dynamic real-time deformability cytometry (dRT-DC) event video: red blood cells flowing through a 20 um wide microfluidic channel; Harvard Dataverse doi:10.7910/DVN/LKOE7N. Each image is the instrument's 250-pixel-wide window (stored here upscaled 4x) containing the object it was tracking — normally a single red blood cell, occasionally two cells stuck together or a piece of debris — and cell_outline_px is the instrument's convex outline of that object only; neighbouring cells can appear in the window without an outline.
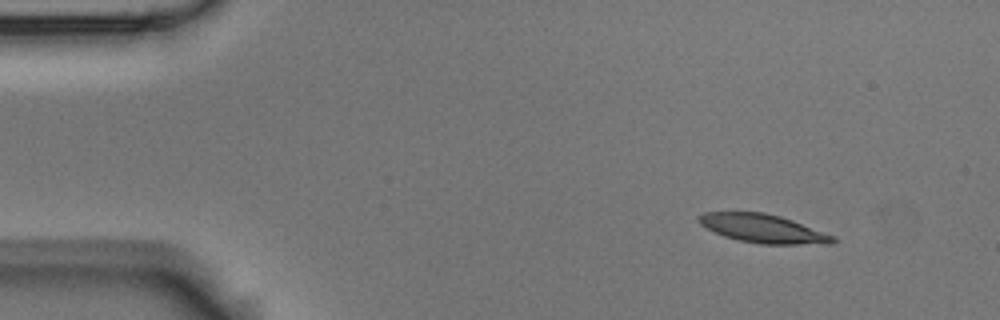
{"species": "Egyptian fruit bat (a non-hibernating species)", "species_latin": "Rousettus aegyptiacus", "temperature_condition": "room temperature", "stored_images_in_passage": 6, "camera_frame_rate_fps": 3000, "um_per_image_px": 0.085, "animal": {"sex": "male"}, "frame": {"image": 1, "passage_image": 1, "time_ms": 0.0, "image_size_px": [1000, 320], "cell_outline_px": [[836, 240], [832, 244], [760, 244], [740, 240], [724, 236], [700, 224], [696, 220], [696, 216], [704, 212], [764, 212], [780, 216], [792, 220], [836, 236]], "centroid_in_image_um": [64.87, 19.42], "position_along_channel_um": 20.1, "area_um2": 22.31}}
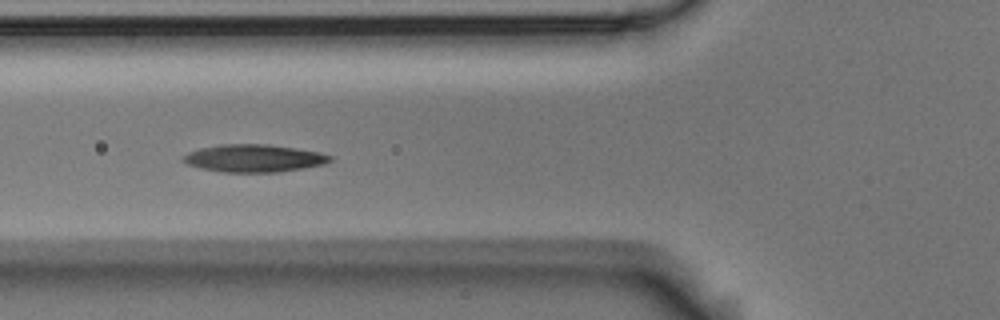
{"frame": {"image": 2, "passage_image": 5, "time_ms": 1.333, "image_size_px": [1000, 320], "cell_outline_px": [[332, 160], [324, 164], [304, 168], [280, 172], [224, 172], [200, 168], [188, 164], [180, 160], [188, 152], [200, 148], [220, 144], [268, 144], [320, 152], [332, 156]], "centroid_in_image_um": [21.58, 13.45], "position_along_channel_um": 104.2, "area_um2": 23.64}}
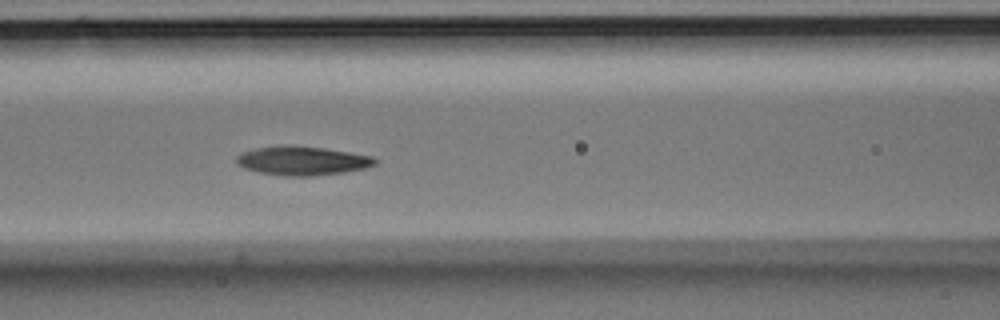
{"frame": {"image": 3, "passage_image": 6, "time_ms": 1.667, "image_size_px": [1000, 320], "cell_outline_px": [[376, 164], [364, 168], [344, 172], [312, 176], [284, 176], [260, 172], [244, 168], [236, 164], [236, 156], [244, 152], [256, 148], [288, 144], [324, 148], [372, 156], [376, 160]], "centroid_in_image_um": [25.67, 13.66], "position_along_channel_um": 140.9, "area_um2": 23.29}}